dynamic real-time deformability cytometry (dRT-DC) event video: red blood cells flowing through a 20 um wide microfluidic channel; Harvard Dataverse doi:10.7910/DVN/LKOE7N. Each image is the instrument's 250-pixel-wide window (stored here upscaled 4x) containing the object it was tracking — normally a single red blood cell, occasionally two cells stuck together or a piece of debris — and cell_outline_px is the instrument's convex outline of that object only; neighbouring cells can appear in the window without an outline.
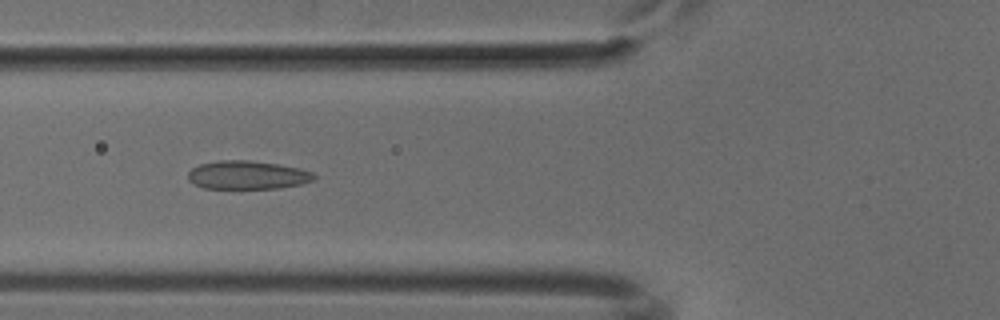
{"species": "common noctule bat (a hibernating species)", "species_latin": "Nyctalus noctula", "temperature_condition": "cold", "stored_images_in_passage": 52, "camera_frame_rate_fps": 3000, "um_per_image_px": 0.085, "animal": {"sex": "male", "body_mass_g": 18.8}, "frame": {"image": 1, "passage_image": 20, "time_ms": 6.333, "image_size_px": [1000, 320], "cell_outline_px": [[316, 180], [300, 184], [276, 188], [204, 188], [192, 184], [188, 180], [188, 172], [192, 168], [200, 164], [220, 160], [248, 160], [280, 164], [300, 168], [312, 172], [316, 176]], "centroid_in_image_um": [21.03, 14.87], "position_along_channel_um": 104.8, "area_um2": 20.98}}
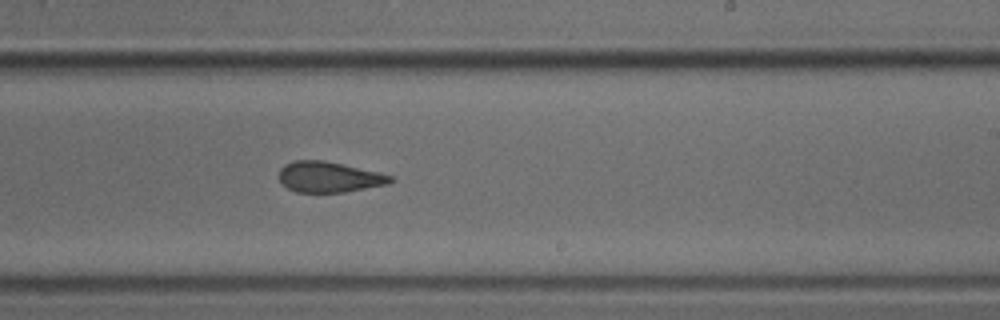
{"frame": {"image": 2, "passage_image": 32, "time_ms": 10.333, "image_size_px": [1000, 320], "cell_outline_px": [[396, 180], [388, 184], [344, 192], [296, 192], [288, 188], [280, 180], [280, 168], [284, 164], [296, 160], [324, 160], [380, 172], [392, 176]], "centroid_in_image_um": [28.0, 15.04], "position_along_channel_um": 261.0, "area_um2": 19.88}}
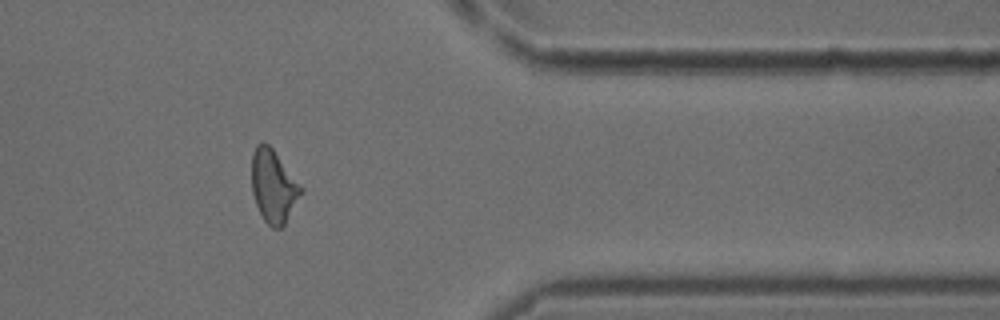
{"frame": {"image": 3, "passage_image": 43, "time_ms": 14.0, "image_size_px": [1000, 320], "cell_outline_px": [[304, 188], [284, 224], [280, 228], [272, 228], [264, 220], [256, 204], [252, 192], [252, 152], [256, 144], [264, 140], [272, 148]], "centroid_in_image_um": [23.23, 15.79], "position_along_channel_um": 388.2, "area_um2": 20.75}}